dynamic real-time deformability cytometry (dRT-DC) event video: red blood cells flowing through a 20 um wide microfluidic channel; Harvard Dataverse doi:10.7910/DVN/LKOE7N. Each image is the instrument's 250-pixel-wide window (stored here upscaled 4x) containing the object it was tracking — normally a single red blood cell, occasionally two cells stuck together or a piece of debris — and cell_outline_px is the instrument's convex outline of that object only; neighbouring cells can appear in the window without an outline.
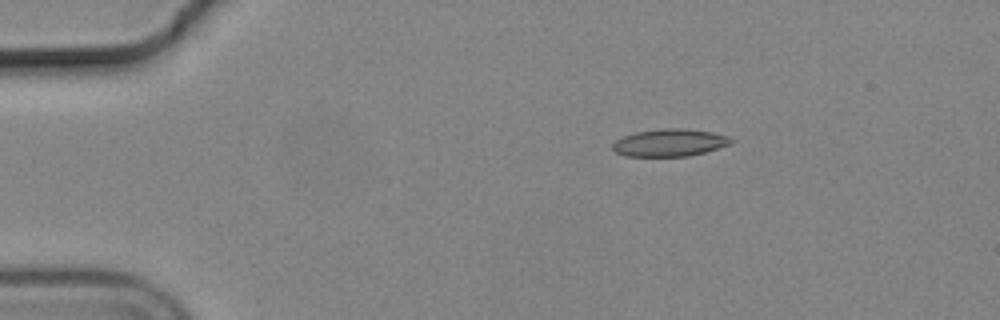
{"species": "common noctule bat (a hibernating species)", "species_latin": "Nyctalus noctula", "temperature_condition": "cold", "stored_images_in_passage": 47, "camera_frame_rate_fps": 3000, "um_per_image_px": 0.085, "animal": {"sex": "male", "body_mass_g": 19.2, "forearm_length_mm": 51.8}, "frame": {"image": 1, "passage_image": 1, "time_ms": 0.0, "image_size_px": [1000, 320], "cell_outline_px": [[736, 140], [732, 144], [704, 152], [688, 156], [624, 156], [616, 152], [612, 148], [612, 144], [616, 140], [624, 136], [636, 132], [664, 128], [684, 128], [712, 132], [728, 136]], "centroid_in_image_um": [56.95, 12.12], "position_along_channel_um": 28.0, "area_um2": 18.96}}
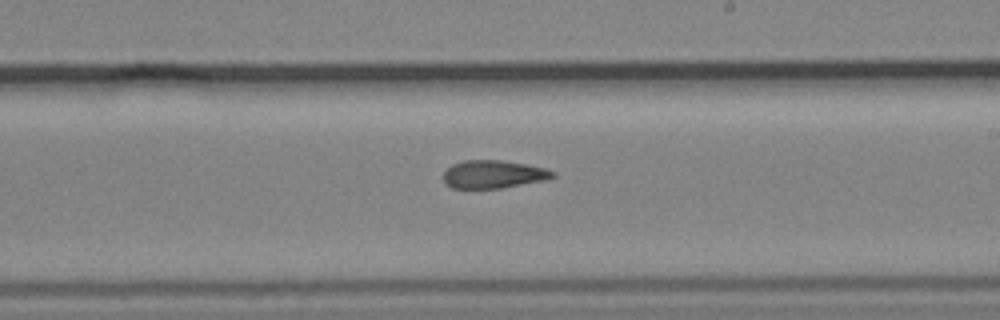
{"frame": {"image": 2, "passage_image": 24, "time_ms": 7.667, "image_size_px": [1000, 320], "cell_outline_px": [[556, 176], [544, 180], [500, 188], [452, 188], [444, 184], [444, 172], [452, 164], [464, 160], [500, 160], [524, 164], [544, 168], [556, 172]], "centroid_in_image_um": [41.91, 14.81], "position_along_channel_um": 247.1, "area_um2": 17.69}}
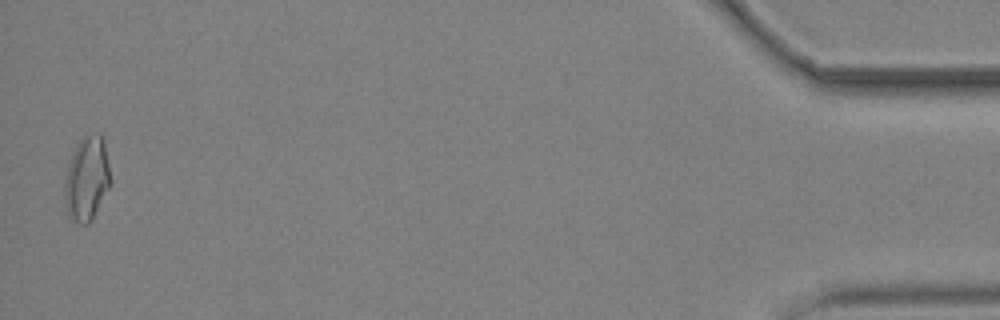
{"frame": {"image": 3, "passage_image": 46, "time_ms": 15.0, "image_size_px": [1000, 320], "cell_outline_px": [[112, 184], [92, 220], [88, 224], [80, 224], [72, 220], [68, 216], [64, 204], [64, 184], [68, 164], [72, 152], [76, 144], [84, 136], [100, 132], [104, 136], [112, 180]], "centroid_in_image_um": [7.4, 15.18], "position_along_channel_um": 427.8, "area_um2": 23.29}, "authors_computed_cell_mechanics": {"area_um2": 18.8428, "velocity_mm_per_s": 3.6981, "shape_relaxation_time_tau1_ms": null, "shape_relaxation_time_tau2_ms": 2.747, "deformation_change_tau1": null, "deformation_change_tau2": 0.1021}}